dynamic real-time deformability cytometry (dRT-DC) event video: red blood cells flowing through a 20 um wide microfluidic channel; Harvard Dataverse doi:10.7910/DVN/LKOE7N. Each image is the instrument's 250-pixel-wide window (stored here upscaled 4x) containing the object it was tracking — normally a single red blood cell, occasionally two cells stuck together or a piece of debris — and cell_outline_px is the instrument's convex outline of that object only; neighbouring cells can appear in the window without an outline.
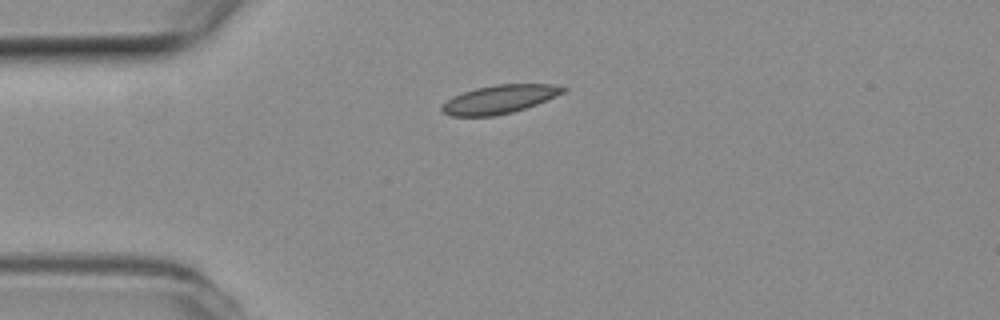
{"species": "common noctule bat (a hibernating species)", "species_latin": "Nyctalus noctula", "temperature_condition": "room temperature", "stored_images_in_passage": 5, "camera_frame_rate_fps": 3000, "um_per_image_px": 0.085, "animal": {"sex": "female", "body_mass_g": 19.3, "forearm_length_mm": 54.1}, "frame": {"image": 1, "passage_image": 1, "time_ms": 0.0, "image_size_px": [1000, 320], "cell_outline_px": [[568, 88], [564, 92], [536, 104], [512, 112], [492, 116], [452, 116], [444, 112], [440, 108], [452, 96], [476, 88], [496, 84], [552, 84]], "centroid_in_image_um": [42.45, 8.43], "position_along_channel_um": 42.6, "area_um2": 19.77}}
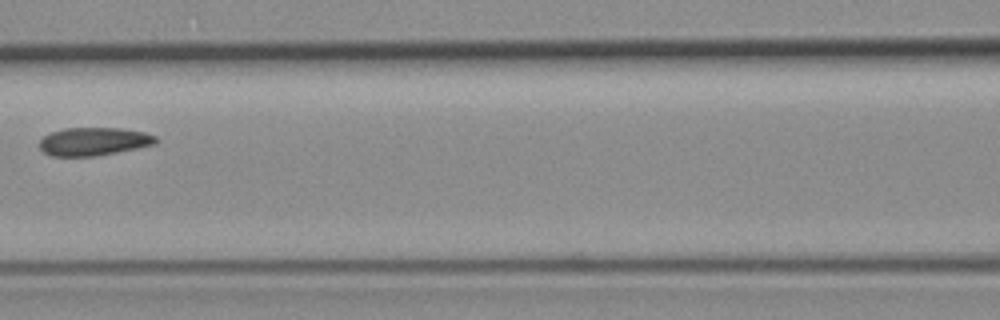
{"frame": {"image": 2, "passage_image": 4, "time_ms": 1.0, "image_size_px": [1000, 320], "cell_outline_px": [[160, 140], [156, 144], [116, 152], [92, 156], [52, 156], [44, 152], [40, 148], [40, 140], [44, 136], [52, 132], [64, 128], [120, 128], [144, 132], [156, 136]], "centroid_in_image_um": [7.99, 12.02], "position_along_channel_um": 158.6, "area_um2": 18.96}}
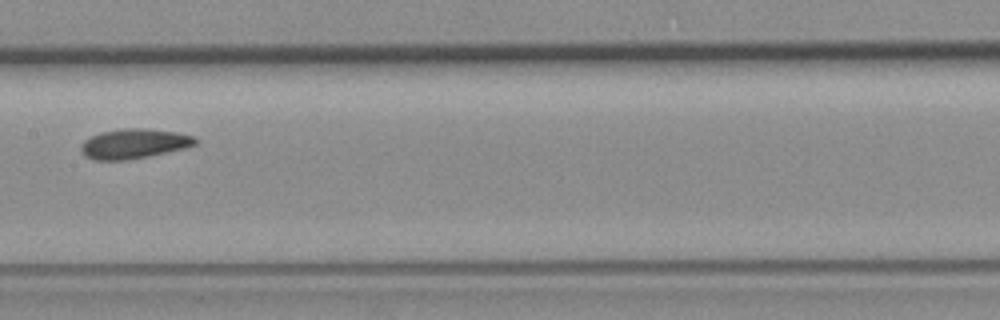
{"frame": {"image": 3, "passage_image": 5, "time_ms": 1.333, "image_size_px": [1000, 320], "cell_outline_px": [[200, 140], [196, 144], [188, 148], [148, 156], [124, 160], [92, 160], [84, 156], [80, 152], [80, 144], [84, 140], [100, 132], [120, 128], [140, 128], [180, 132], [196, 136]], "centroid_in_image_um": [11.41, 12.21], "position_along_channel_um": 196.0, "area_um2": 20.29}}